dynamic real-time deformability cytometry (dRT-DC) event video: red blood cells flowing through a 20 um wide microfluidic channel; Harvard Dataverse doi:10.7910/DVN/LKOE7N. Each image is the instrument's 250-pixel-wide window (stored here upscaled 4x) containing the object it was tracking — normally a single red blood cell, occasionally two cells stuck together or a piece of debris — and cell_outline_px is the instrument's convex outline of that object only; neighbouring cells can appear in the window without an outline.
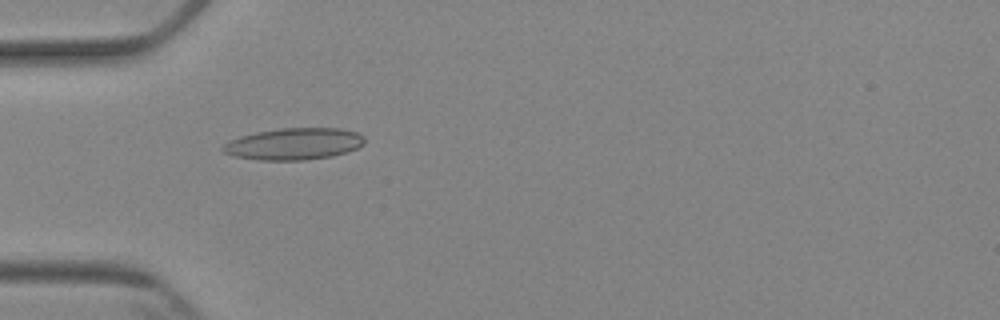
{"species": "Egyptian fruit bat (a non-hibernating species)", "species_latin": "Rousettus aegyptiacus", "temperature_condition": "cold", "stored_images_in_passage": 5, "camera_frame_rate_fps": 3000, "um_per_image_px": 0.085, "animal": {"sex": "female"}, "frame": {"image": 1, "passage_image": 4, "time_ms": 4.333, "image_size_px": [1000, 320], "cell_outline_px": [[364, 144], [348, 152], [332, 156], [304, 160], [260, 160], [236, 156], [224, 152], [220, 148], [228, 140], [240, 136], [256, 132], [280, 128], [340, 128], [356, 132], [364, 136]], "centroid_in_image_um": [24.98, 12.22], "position_along_channel_um": 60.0, "area_um2": 26.24}}
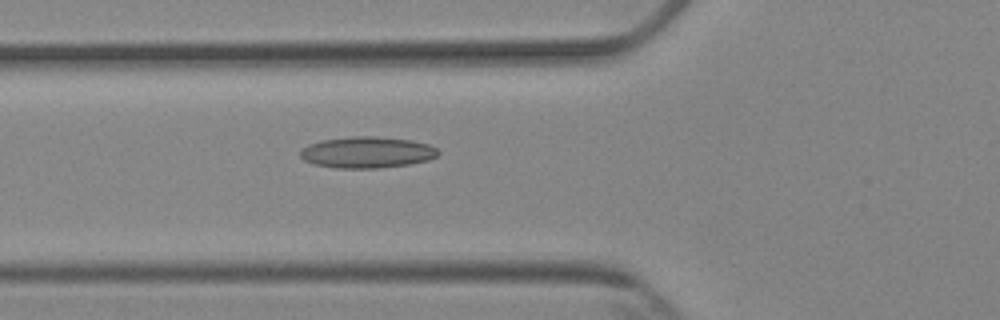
{"frame": {"image": 2, "passage_image": 5, "time_ms": 5.333, "image_size_px": [1000, 320], "cell_outline_px": [[440, 152], [436, 156], [428, 160], [408, 164], [380, 168], [336, 168], [312, 164], [304, 160], [300, 156], [300, 148], [308, 144], [320, 140], [352, 136], [372, 136], [412, 140], [428, 144], [436, 148]], "centroid_in_image_um": [31.15, 12.94], "position_along_channel_um": 94.6, "area_um2": 25.32}}